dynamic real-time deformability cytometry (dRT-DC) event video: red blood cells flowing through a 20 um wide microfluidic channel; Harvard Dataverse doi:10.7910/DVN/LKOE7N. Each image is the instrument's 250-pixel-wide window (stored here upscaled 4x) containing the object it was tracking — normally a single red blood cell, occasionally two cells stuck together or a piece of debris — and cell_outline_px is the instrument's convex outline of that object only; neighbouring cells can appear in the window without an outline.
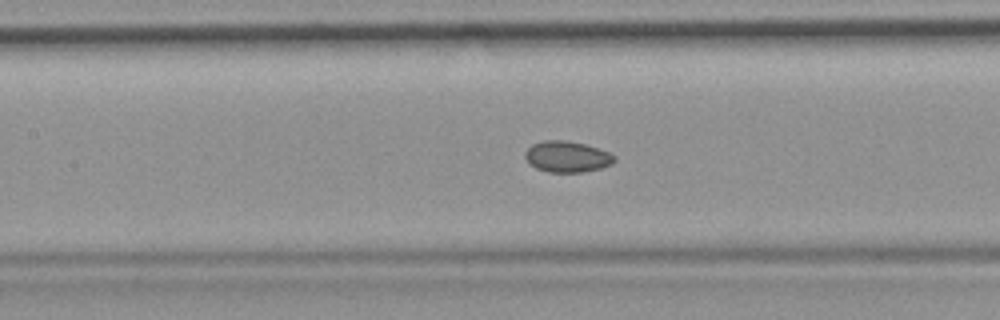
{"species": "common noctule bat (a hibernating species)", "species_latin": "Nyctalus noctula", "temperature_condition": "room temperature", "stored_images_in_passage": 52, "camera_frame_rate_fps": 3000, "um_per_image_px": 0.085, "animal": {"sex": "female", "body_mass_g": 19.9}, "frame": {"image": 1, "passage_image": 23, "time_ms": 7.333, "image_size_px": [1000, 320], "cell_outline_px": [[616, 160], [612, 164], [600, 168], [580, 172], [548, 172], [536, 168], [528, 164], [524, 156], [524, 152], [532, 144], [544, 140], [564, 140], [584, 144], [608, 152], [616, 156]], "centroid_in_image_um": [48.17, 13.32], "position_along_channel_um": 159.2, "area_um2": 16.18}, "authors_computed_cell_mechanics": {"area_um2": 16.2418, "velocity_mm_per_s": 3.8887, "shape_relaxation_time_tau1_ms": null, "shape_relaxation_time_tau2_ms": 2.5408, "deformation_change_tau1": null, "deformation_change_tau2": 0.041}}